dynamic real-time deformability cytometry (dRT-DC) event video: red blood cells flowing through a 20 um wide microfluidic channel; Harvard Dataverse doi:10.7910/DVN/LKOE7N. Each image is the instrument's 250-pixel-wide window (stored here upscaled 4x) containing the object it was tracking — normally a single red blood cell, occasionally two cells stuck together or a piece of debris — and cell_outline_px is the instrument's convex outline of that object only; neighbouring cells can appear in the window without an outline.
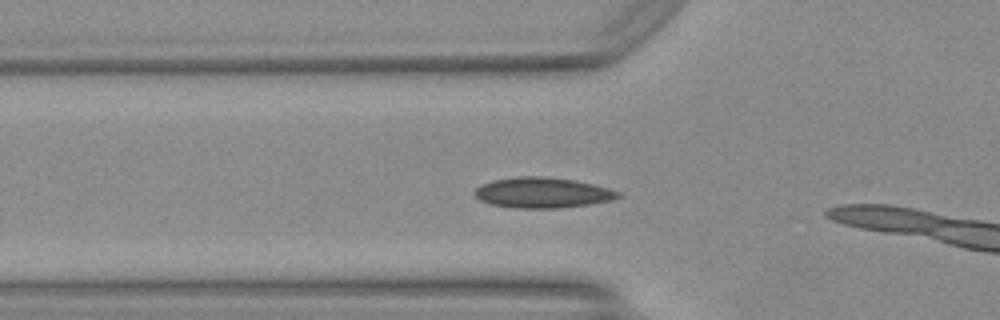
{"species": "Egyptian fruit bat (a non-hibernating species)", "species_latin": "Rousettus aegyptiacus", "temperature_condition": "warm", "stored_images_in_passage": 7, "camera_frame_rate_fps": 3000, "um_per_image_px": 0.085, "animal": {"sex": "female"}, "frame": {"image": 1, "passage_image": 2, "time_ms": 0.333, "image_size_px": [1000, 320], "cell_outline_px": [[620, 196], [612, 200], [588, 204], [560, 208], [516, 208], [488, 204], [480, 200], [476, 196], [476, 188], [480, 184], [492, 180], [516, 176], [544, 176], [576, 180], [608, 188], [620, 192]], "centroid_in_image_um": [46.08, 16.37], "position_along_channel_um": 79.7, "area_um2": 25.55}}
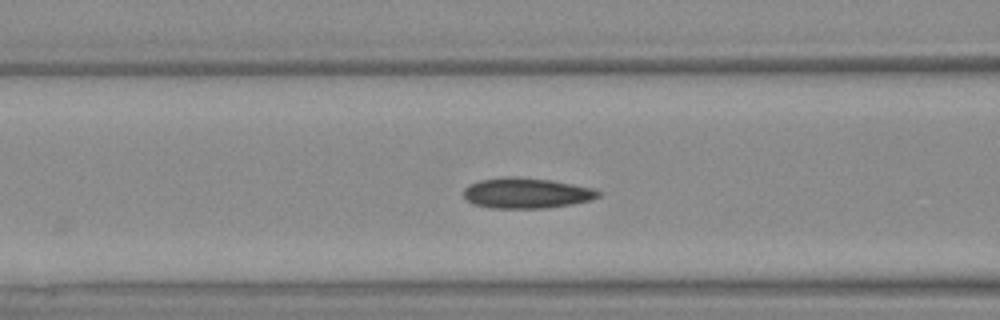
{"frame": {"image": 2, "passage_image": 5, "time_ms": 1.333, "image_size_px": [1000, 320], "cell_outline_px": [[600, 196], [588, 200], [572, 204], [544, 208], [492, 208], [472, 204], [464, 196], [464, 188], [468, 184], [480, 180], [508, 176], [512, 176], [552, 180], [592, 188], [600, 192]], "centroid_in_image_um": [44.71, 16.41], "position_along_channel_um": 121.9, "area_um2": 23.81}}